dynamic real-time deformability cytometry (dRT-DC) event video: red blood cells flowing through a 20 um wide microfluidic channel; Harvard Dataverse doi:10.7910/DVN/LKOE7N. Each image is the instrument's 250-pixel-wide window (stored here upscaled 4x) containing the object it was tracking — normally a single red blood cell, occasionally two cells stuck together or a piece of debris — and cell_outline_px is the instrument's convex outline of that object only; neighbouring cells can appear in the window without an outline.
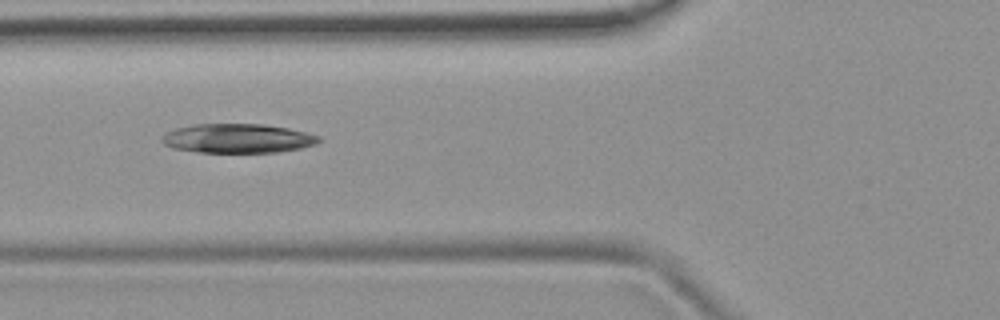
{"species": "common noctule bat (a hibernating species)", "species_latin": "Nyctalus noctula", "temperature_condition": "room temperature", "stored_images_in_passage": 6, "camera_frame_rate_fps": 3000, "um_per_image_px": 0.085, "animal": {"sex": "female", "body_mass_g": 19.9}, "frame": {"image": 1, "passage_image": 5, "time_ms": 4.333, "image_size_px": [1000, 320], "cell_outline_px": [[320, 140], [316, 144], [300, 148], [276, 152], [196, 152], [172, 148], [164, 144], [160, 140], [168, 132], [176, 128], [192, 124], [264, 124], [288, 128], [308, 132], [320, 136]], "centroid_in_image_um": [20.21, 11.76], "position_along_channel_um": 105.6, "area_um2": 26.7}}
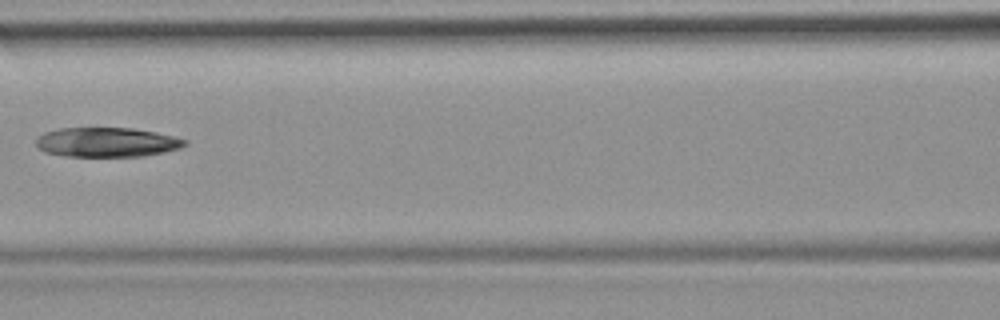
{"frame": {"image": 2, "passage_image": 6, "time_ms": 5.667, "image_size_px": [1000, 320], "cell_outline_px": [[188, 144], [180, 148], [164, 152], [144, 156], [64, 156], [44, 152], [36, 144], [36, 136], [44, 132], [60, 128], [132, 128], [156, 132], [188, 140]], "centroid_in_image_um": [9.07, 12.08], "position_along_channel_um": 157.5, "area_um2": 25.66}}